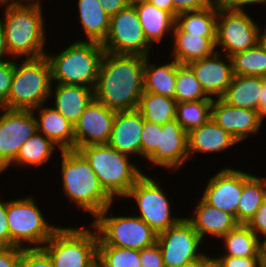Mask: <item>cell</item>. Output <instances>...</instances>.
Returning a JSON list of instances; mask_svg holds the SVG:
<instances>
[{
    "instance_id": "cell-3",
    "label": "cell",
    "mask_w": 266,
    "mask_h": 267,
    "mask_svg": "<svg viewBox=\"0 0 266 267\" xmlns=\"http://www.w3.org/2000/svg\"><path fill=\"white\" fill-rule=\"evenodd\" d=\"M60 179L64 196L79 211L95 219L103 210L116 202L101 186L89 162L78 150L59 152ZM85 212V213H84Z\"/></svg>"
},
{
    "instance_id": "cell-41",
    "label": "cell",
    "mask_w": 266,
    "mask_h": 267,
    "mask_svg": "<svg viewBox=\"0 0 266 267\" xmlns=\"http://www.w3.org/2000/svg\"><path fill=\"white\" fill-rule=\"evenodd\" d=\"M14 74V59L0 61V107H2L10 92Z\"/></svg>"
},
{
    "instance_id": "cell-48",
    "label": "cell",
    "mask_w": 266,
    "mask_h": 267,
    "mask_svg": "<svg viewBox=\"0 0 266 267\" xmlns=\"http://www.w3.org/2000/svg\"><path fill=\"white\" fill-rule=\"evenodd\" d=\"M98 1L100 2V5L110 18L131 3L129 0H98Z\"/></svg>"
},
{
    "instance_id": "cell-15",
    "label": "cell",
    "mask_w": 266,
    "mask_h": 267,
    "mask_svg": "<svg viewBox=\"0 0 266 267\" xmlns=\"http://www.w3.org/2000/svg\"><path fill=\"white\" fill-rule=\"evenodd\" d=\"M220 170V171H219ZM212 175L200 197L209 205L233 215L237 221V209L244 184V171L224 166Z\"/></svg>"
},
{
    "instance_id": "cell-52",
    "label": "cell",
    "mask_w": 266,
    "mask_h": 267,
    "mask_svg": "<svg viewBox=\"0 0 266 267\" xmlns=\"http://www.w3.org/2000/svg\"><path fill=\"white\" fill-rule=\"evenodd\" d=\"M208 254H210V252L200 259V267H222L215 255Z\"/></svg>"
},
{
    "instance_id": "cell-56",
    "label": "cell",
    "mask_w": 266,
    "mask_h": 267,
    "mask_svg": "<svg viewBox=\"0 0 266 267\" xmlns=\"http://www.w3.org/2000/svg\"><path fill=\"white\" fill-rule=\"evenodd\" d=\"M89 267H104L102 262L97 258Z\"/></svg>"
},
{
    "instance_id": "cell-58",
    "label": "cell",
    "mask_w": 266,
    "mask_h": 267,
    "mask_svg": "<svg viewBox=\"0 0 266 267\" xmlns=\"http://www.w3.org/2000/svg\"><path fill=\"white\" fill-rule=\"evenodd\" d=\"M186 267H200V260L194 264H191L189 266H186Z\"/></svg>"
},
{
    "instance_id": "cell-21",
    "label": "cell",
    "mask_w": 266,
    "mask_h": 267,
    "mask_svg": "<svg viewBox=\"0 0 266 267\" xmlns=\"http://www.w3.org/2000/svg\"><path fill=\"white\" fill-rule=\"evenodd\" d=\"M190 216L185 218L192 224L202 240L206 243V237L220 241L229 231L234 229L239 223L236 218L216 207L206 203L201 197ZM210 235V236H209Z\"/></svg>"
},
{
    "instance_id": "cell-61",
    "label": "cell",
    "mask_w": 266,
    "mask_h": 267,
    "mask_svg": "<svg viewBox=\"0 0 266 267\" xmlns=\"http://www.w3.org/2000/svg\"><path fill=\"white\" fill-rule=\"evenodd\" d=\"M131 3L135 2V1H138V0H129Z\"/></svg>"
},
{
    "instance_id": "cell-14",
    "label": "cell",
    "mask_w": 266,
    "mask_h": 267,
    "mask_svg": "<svg viewBox=\"0 0 266 267\" xmlns=\"http://www.w3.org/2000/svg\"><path fill=\"white\" fill-rule=\"evenodd\" d=\"M36 132L37 121L32 110L0 107V173H6L22 145Z\"/></svg>"
},
{
    "instance_id": "cell-12",
    "label": "cell",
    "mask_w": 266,
    "mask_h": 267,
    "mask_svg": "<svg viewBox=\"0 0 266 267\" xmlns=\"http://www.w3.org/2000/svg\"><path fill=\"white\" fill-rule=\"evenodd\" d=\"M204 243L184 216L157 238L165 267H186L198 262L208 253L202 247Z\"/></svg>"
},
{
    "instance_id": "cell-35",
    "label": "cell",
    "mask_w": 266,
    "mask_h": 267,
    "mask_svg": "<svg viewBox=\"0 0 266 267\" xmlns=\"http://www.w3.org/2000/svg\"><path fill=\"white\" fill-rule=\"evenodd\" d=\"M233 75L266 77V46L260 41L255 47L231 56Z\"/></svg>"
},
{
    "instance_id": "cell-30",
    "label": "cell",
    "mask_w": 266,
    "mask_h": 267,
    "mask_svg": "<svg viewBox=\"0 0 266 267\" xmlns=\"http://www.w3.org/2000/svg\"><path fill=\"white\" fill-rule=\"evenodd\" d=\"M55 151L61 152L62 150L43 134L36 132L22 145L15 161L6 170L9 171L12 166H19L18 169L20 167L21 169L24 167L27 169L42 168V165L44 167L53 157H56Z\"/></svg>"
},
{
    "instance_id": "cell-43",
    "label": "cell",
    "mask_w": 266,
    "mask_h": 267,
    "mask_svg": "<svg viewBox=\"0 0 266 267\" xmlns=\"http://www.w3.org/2000/svg\"><path fill=\"white\" fill-rule=\"evenodd\" d=\"M141 267H165L159 245L156 243L140 250Z\"/></svg>"
},
{
    "instance_id": "cell-37",
    "label": "cell",
    "mask_w": 266,
    "mask_h": 267,
    "mask_svg": "<svg viewBox=\"0 0 266 267\" xmlns=\"http://www.w3.org/2000/svg\"><path fill=\"white\" fill-rule=\"evenodd\" d=\"M212 100L177 103V122L187 133L200 127L211 118Z\"/></svg>"
},
{
    "instance_id": "cell-42",
    "label": "cell",
    "mask_w": 266,
    "mask_h": 267,
    "mask_svg": "<svg viewBox=\"0 0 266 267\" xmlns=\"http://www.w3.org/2000/svg\"><path fill=\"white\" fill-rule=\"evenodd\" d=\"M218 0H173L174 18L180 13L212 7Z\"/></svg>"
},
{
    "instance_id": "cell-16",
    "label": "cell",
    "mask_w": 266,
    "mask_h": 267,
    "mask_svg": "<svg viewBox=\"0 0 266 267\" xmlns=\"http://www.w3.org/2000/svg\"><path fill=\"white\" fill-rule=\"evenodd\" d=\"M148 165L176 173L189 161L188 133L176 119L162 125L159 146L145 160Z\"/></svg>"
},
{
    "instance_id": "cell-34",
    "label": "cell",
    "mask_w": 266,
    "mask_h": 267,
    "mask_svg": "<svg viewBox=\"0 0 266 267\" xmlns=\"http://www.w3.org/2000/svg\"><path fill=\"white\" fill-rule=\"evenodd\" d=\"M177 101L152 92H143L138 110L143 119L158 125L173 121L176 117Z\"/></svg>"
},
{
    "instance_id": "cell-57",
    "label": "cell",
    "mask_w": 266,
    "mask_h": 267,
    "mask_svg": "<svg viewBox=\"0 0 266 267\" xmlns=\"http://www.w3.org/2000/svg\"><path fill=\"white\" fill-rule=\"evenodd\" d=\"M265 27L263 28V32H262V37H261V41L265 44L266 46V25H264Z\"/></svg>"
},
{
    "instance_id": "cell-1",
    "label": "cell",
    "mask_w": 266,
    "mask_h": 267,
    "mask_svg": "<svg viewBox=\"0 0 266 267\" xmlns=\"http://www.w3.org/2000/svg\"><path fill=\"white\" fill-rule=\"evenodd\" d=\"M145 57L105 52L94 89L95 99L115 111L138 109L144 92Z\"/></svg>"
},
{
    "instance_id": "cell-31",
    "label": "cell",
    "mask_w": 266,
    "mask_h": 267,
    "mask_svg": "<svg viewBox=\"0 0 266 267\" xmlns=\"http://www.w3.org/2000/svg\"><path fill=\"white\" fill-rule=\"evenodd\" d=\"M220 240L222 254L216 256L261 257V240L246 224H238Z\"/></svg>"
},
{
    "instance_id": "cell-50",
    "label": "cell",
    "mask_w": 266,
    "mask_h": 267,
    "mask_svg": "<svg viewBox=\"0 0 266 267\" xmlns=\"http://www.w3.org/2000/svg\"><path fill=\"white\" fill-rule=\"evenodd\" d=\"M12 59L7 48V41L5 36V30L0 22V61H6Z\"/></svg>"
},
{
    "instance_id": "cell-4",
    "label": "cell",
    "mask_w": 266,
    "mask_h": 267,
    "mask_svg": "<svg viewBox=\"0 0 266 267\" xmlns=\"http://www.w3.org/2000/svg\"><path fill=\"white\" fill-rule=\"evenodd\" d=\"M60 52H46L51 66L52 83L81 85L95 89L105 50L102 43L74 40Z\"/></svg>"
},
{
    "instance_id": "cell-26",
    "label": "cell",
    "mask_w": 266,
    "mask_h": 267,
    "mask_svg": "<svg viewBox=\"0 0 266 267\" xmlns=\"http://www.w3.org/2000/svg\"><path fill=\"white\" fill-rule=\"evenodd\" d=\"M138 13L147 42L155 48L164 41V37H172L175 18L167 11L156 8L146 0L132 3Z\"/></svg>"
},
{
    "instance_id": "cell-17",
    "label": "cell",
    "mask_w": 266,
    "mask_h": 267,
    "mask_svg": "<svg viewBox=\"0 0 266 267\" xmlns=\"http://www.w3.org/2000/svg\"><path fill=\"white\" fill-rule=\"evenodd\" d=\"M115 115V110L94 98L74 125L75 150L88 145L108 144Z\"/></svg>"
},
{
    "instance_id": "cell-19",
    "label": "cell",
    "mask_w": 266,
    "mask_h": 267,
    "mask_svg": "<svg viewBox=\"0 0 266 267\" xmlns=\"http://www.w3.org/2000/svg\"><path fill=\"white\" fill-rule=\"evenodd\" d=\"M187 65L210 98H221L226 93L233 77L231 57L216 51L212 56L194 60Z\"/></svg>"
},
{
    "instance_id": "cell-53",
    "label": "cell",
    "mask_w": 266,
    "mask_h": 267,
    "mask_svg": "<svg viewBox=\"0 0 266 267\" xmlns=\"http://www.w3.org/2000/svg\"><path fill=\"white\" fill-rule=\"evenodd\" d=\"M259 113L262 116L266 114V77L263 78L261 96L259 99Z\"/></svg>"
},
{
    "instance_id": "cell-54",
    "label": "cell",
    "mask_w": 266,
    "mask_h": 267,
    "mask_svg": "<svg viewBox=\"0 0 266 267\" xmlns=\"http://www.w3.org/2000/svg\"><path fill=\"white\" fill-rule=\"evenodd\" d=\"M6 1L16 5L39 6V7L43 6L42 3L43 0H6Z\"/></svg>"
},
{
    "instance_id": "cell-6",
    "label": "cell",
    "mask_w": 266,
    "mask_h": 267,
    "mask_svg": "<svg viewBox=\"0 0 266 267\" xmlns=\"http://www.w3.org/2000/svg\"><path fill=\"white\" fill-rule=\"evenodd\" d=\"M51 86V66L46 56L14 59L12 84L8 99L2 107L34 110L48 102Z\"/></svg>"
},
{
    "instance_id": "cell-29",
    "label": "cell",
    "mask_w": 266,
    "mask_h": 267,
    "mask_svg": "<svg viewBox=\"0 0 266 267\" xmlns=\"http://www.w3.org/2000/svg\"><path fill=\"white\" fill-rule=\"evenodd\" d=\"M262 84V77L233 75L221 99L233 107L259 111Z\"/></svg>"
},
{
    "instance_id": "cell-40",
    "label": "cell",
    "mask_w": 266,
    "mask_h": 267,
    "mask_svg": "<svg viewBox=\"0 0 266 267\" xmlns=\"http://www.w3.org/2000/svg\"><path fill=\"white\" fill-rule=\"evenodd\" d=\"M19 267H54L43 248H24Z\"/></svg>"
},
{
    "instance_id": "cell-47",
    "label": "cell",
    "mask_w": 266,
    "mask_h": 267,
    "mask_svg": "<svg viewBox=\"0 0 266 267\" xmlns=\"http://www.w3.org/2000/svg\"><path fill=\"white\" fill-rule=\"evenodd\" d=\"M0 195V247H10V231L7 224V202Z\"/></svg>"
},
{
    "instance_id": "cell-36",
    "label": "cell",
    "mask_w": 266,
    "mask_h": 267,
    "mask_svg": "<svg viewBox=\"0 0 266 267\" xmlns=\"http://www.w3.org/2000/svg\"><path fill=\"white\" fill-rule=\"evenodd\" d=\"M174 99L177 103L213 100L205 93L192 69L178 62Z\"/></svg>"
},
{
    "instance_id": "cell-18",
    "label": "cell",
    "mask_w": 266,
    "mask_h": 267,
    "mask_svg": "<svg viewBox=\"0 0 266 267\" xmlns=\"http://www.w3.org/2000/svg\"><path fill=\"white\" fill-rule=\"evenodd\" d=\"M211 119L230 133L239 143L260 133L263 116L259 111L228 105L221 98L212 100Z\"/></svg>"
},
{
    "instance_id": "cell-8",
    "label": "cell",
    "mask_w": 266,
    "mask_h": 267,
    "mask_svg": "<svg viewBox=\"0 0 266 267\" xmlns=\"http://www.w3.org/2000/svg\"><path fill=\"white\" fill-rule=\"evenodd\" d=\"M89 224L60 226L43 245L54 267H89L98 258L99 235Z\"/></svg>"
},
{
    "instance_id": "cell-44",
    "label": "cell",
    "mask_w": 266,
    "mask_h": 267,
    "mask_svg": "<svg viewBox=\"0 0 266 267\" xmlns=\"http://www.w3.org/2000/svg\"><path fill=\"white\" fill-rule=\"evenodd\" d=\"M222 267H263L261 257H216Z\"/></svg>"
},
{
    "instance_id": "cell-32",
    "label": "cell",
    "mask_w": 266,
    "mask_h": 267,
    "mask_svg": "<svg viewBox=\"0 0 266 267\" xmlns=\"http://www.w3.org/2000/svg\"><path fill=\"white\" fill-rule=\"evenodd\" d=\"M266 199V177L244 170V184L237 209V222L247 224Z\"/></svg>"
},
{
    "instance_id": "cell-20",
    "label": "cell",
    "mask_w": 266,
    "mask_h": 267,
    "mask_svg": "<svg viewBox=\"0 0 266 267\" xmlns=\"http://www.w3.org/2000/svg\"><path fill=\"white\" fill-rule=\"evenodd\" d=\"M144 121L138 109L116 111L108 144L117 151L133 157V160L135 156L141 158Z\"/></svg>"
},
{
    "instance_id": "cell-23",
    "label": "cell",
    "mask_w": 266,
    "mask_h": 267,
    "mask_svg": "<svg viewBox=\"0 0 266 267\" xmlns=\"http://www.w3.org/2000/svg\"><path fill=\"white\" fill-rule=\"evenodd\" d=\"M238 141L211 118L188 133L189 160L196 154L219 153L238 145ZM237 144V145H236ZM195 154V155H193Z\"/></svg>"
},
{
    "instance_id": "cell-28",
    "label": "cell",
    "mask_w": 266,
    "mask_h": 267,
    "mask_svg": "<svg viewBox=\"0 0 266 267\" xmlns=\"http://www.w3.org/2000/svg\"><path fill=\"white\" fill-rule=\"evenodd\" d=\"M152 55L145 57L144 91L174 98L177 77V61L170 57L162 64L152 62ZM154 63V64H153Z\"/></svg>"
},
{
    "instance_id": "cell-60",
    "label": "cell",
    "mask_w": 266,
    "mask_h": 267,
    "mask_svg": "<svg viewBox=\"0 0 266 267\" xmlns=\"http://www.w3.org/2000/svg\"><path fill=\"white\" fill-rule=\"evenodd\" d=\"M263 120H264V124H265V120H266V114L263 116Z\"/></svg>"
},
{
    "instance_id": "cell-49",
    "label": "cell",
    "mask_w": 266,
    "mask_h": 267,
    "mask_svg": "<svg viewBox=\"0 0 266 267\" xmlns=\"http://www.w3.org/2000/svg\"><path fill=\"white\" fill-rule=\"evenodd\" d=\"M218 2L230 7H250L251 5H266V0H218Z\"/></svg>"
},
{
    "instance_id": "cell-33",
    "label": "cell",
    "mask_w": 266,
    "mask_h": 267,
    "mask_svg": "<svg viewBox=\"0 0 266 267\" xmlns=\"http://www.w3.org/2000/svg\"><path fill=\"white\" fill-rule=\"evenodd\" d=\"M218 1L209 8L199 11L183 12L176 16L175 24L188 34L216 37Z\"/></svg>"
},
{
    "instance_id": "cell-7",
    "label": "cell",
    "mask_w": 266,
    "mask_h": 267,
    "mask_svg": "<svg viewBox=\"0 0 266 267\" xmlns=\"http://www.w3.org/2000/svg\"><path fill=\"white\" fill-rule=\"evenodd\" d=\"M25 196L7 202L10 247L42 248L60 225L48 221L33 194Z\"/></svg>"
},
{
    "instance_id": "cell-25",
    "label": "cell",
    "mask_w": 266,
    "mask_h": 267,
    "mask_svg": "<svg viewBox=\"0 0 266 267\" xmlns=\"http://www.w3.org/2000/svg\"><path fill=\"white\" fill-rule=\"evenodd\" d=\"M170 40H172L170 42L172 48L169 57L171 56L179 64H188L194 60L212 56L216 52V37L188 34L176 24Z\"/></svg>"
},
{
    "instance_id": "cell-13",
    "label": "cell",
    "mask_w": 266,
    "mask_h": 267,
    "mask_svg": "<svg viewBox=\"0 0 266 267\" xmlns=\"http://www.w3.org/2000/svg\"><path fill=\"white\" fill-rule=\"evenodd\" d=\"M105 52L149 56L154 49L146 40L135 6L130 3L110 21L109 33L102 43Z\"/></svg>"
},
{
    "instance_id": "cell-55",
    "label": "cell",
    "mask_w": 266,
    "mask_h": 267,
    "mask_svg": "<svg viewBox=\"0 0 266 267\" xmlns=\"http://www.w3.org/2000/svg\"><path fill=\"white\" fill-rule=\"evenodd\" d=\"M261 258L262 261H266V237L261 240Z\"/></svg>"
},
{
    "instance_id": "cell-2",
    "label": "cell",
    "mask_w": 266,
    "mask_h": 267,
    "mask_svg": "<svg viewBox=\"0 0 266 267\" xmlns=\"http://www.w3.org/2000/svg\"><path fill=\"white\" fill-rule=\"evenodd\" d=\"M4 8L0 22L4 27L7 48L12 59H35L46 55L47 28L43 7L16 5L0 1ZM3 18V19H2ZM48 42V43H47Z\"/></svg>"
},
{
    "instance_id": "cell-46",
    "label": "cell",
    "mask_w": 266,
    "mask_h": 267,
    "mask_svg": "<svg viewBox=\"0 0 266 267\" xmlns=\"http://www.w3.org/2000/svg\"><path fill=\"white\" fill-rule=\"evenodd\" d=\"M24 248L0 247V267H19Z\"/></svg>"
},
{
    "instance_id": "cell-10",
    "label": "cell",
    "mask_w": 266,
    "mask_h": 267,
    "mask_svg": "<svg viewBox=\"0 0 266 267\" xmlns=\"http://www.w3.org/2000/svg\"><path fill=\"white\" fill-rule=\"evenodd\" d=\"M245 9L246 7H230L218 2L217 52L231 57L238 52L255 47L261 41L264 27L258 24Z\"/></svg>"
},
{
    "instance_id": "cell-51",
    "label": "cell",
    "mask_w": 266,
    "mask_h": 267,
    "mask_svg": "<svg viewBox=\"0 0 266 267\" xmlns=\"http://www.w3.org/2000/svg\"><path fill=\"white\" fill-rule=\"evenodd\" d=\"M153 4L156 8L169 12L174 17V2L173 0H146Z\"/></svg>"
},
{
    "instance_id": "cell-45",
    "label": "cell",
    "mask_w": 266,
    "mask_h": 267,
    "mask_svg": "<svg viewBox=\"0 0 266 267\" xmlns=\"http://www.w3.org/2000/svg\"><path fill=\"white\" fill-rule=\"evenodd\" d=\"M246 225L260 240L266 237V199Z\"/></svg>"
},
{
    "instance_id": "cell-39",
    "label": "cell",
    "mask_w": 266,
    "mask_h": 267,
    "mask_svg": "<svg viewBox=\"0 0 266 267\" xmlns=\"http://www.w3.org/2000/svg\"><path fill=\"white\" fill-rule=\"evenodd\" d=\"M160 132L162 125L144 121L141 138V159L146 160L159 146Z\"/></svg>"
},
{
    "instance_id": "cell-11",
    "label": "cell",
    "mask_w": 266,
    "mask_h": 267,
    "mask_svg": "<svg viewBox=\"0 0 266 267\" xmlns=\"http://www.w3.org/2000/svg\"><path fill=\"white\" fill-rule=\"evenodd\" d=\"M152 177L151 174H144L123 198H131L134 202L131 203L135 204L138 210L135 215L159 234L177 224L183 215L172 211L173 203L168 198L166 188L160 186V179Z\"/></svg>"
},
{
    "instance_id": "cell-59",
    "label": "cell",
    "mask_w": 266,
    "mask_h": 267,
    "mask_svg": "<svg viewBox=\"0 0 266 267\" xmlns=\"http://www.w3.org/2000/svg\"><path fill=\"white\" fill-rule=\"evenodd\" d=\"M263 267H266V261H262Z\"/></svg>"
},
{
    "instance_id": "cell-24",
    "label": "cell",
    "mask_w": 266,
    "mask_h": 267,
    "mask_svg": "<svg viewBox=\"0 0 266 267\" xmlns=\"http://www.w3.org/2000/svg\"><path fill=\"white\" fill-rule=\"evenodd\" d=\"M45 105V106H44ZM49 103L32 110L37 132L51 140L62 151L75 149L74 126Z\"/></svg>"
},
{
    "instance_id": "cell-38",
    "label": "cell",
    "mask_w": 266,
    "mask_h": 267,
    "mask_svg": "<svg viewBox=\"0 0 266 267\" xmlns=\"http://www.w3.org/2000/svg\"><path fill=\"white\" fill-rule=\"evenodd\" d=\"M98 259L104 267H141L140 250L98 246Z\"/></svg>"
},
{
    "instance_id": "cell-9",
    "label": "cell",
    "mask_w": 266,
    "mask_h": 267,
    "mask_svg": "<svg viewBox=\"0 0 266 267\" xmlns=\"http://www.w3.org/2000/svg\"><path fill=\"white\" fill-rule=\"evenodd\" d=\"M113 206H108L91 222L99 235L98 246L142 250L157 243L158 234L145 221L131 213L113 216L110 212Z\"/></svg>"
},
{
    "instance_id": "cell-22",
    "label": "cell",
    "mask_w": 266,
    "mask_h": 267,
    "mask_svg": "<svg viewBox=\"0 0 266 267\" xmlns=\"http://www.w3.org/2000/svg\"><path fill=\"white\" fill-rule=\"evenodd\" d=\"M49 98L52 107L74 126L95 97L89 87L52 83Z\"/></svg>"
},
{
    "instance_id": "cell-5",
    "label": "cell",
    "mask_w": 266,
    "mask_h": 267,
    "mask_svg": "<svg viewBox=\"0 0 266 267\" xmlns=\"http://www.w3.org/2000/svg\"><path fill=\"white\" fill-rule=\"evenodd\" d=\"M77 150L89 162L104 190L116 201L123 198L145 174L137 165L139 162L109 144L88 145Z\"/></svg>"
},
{
    "instance_id": "cell-27",
    "label": "cell",
    "mask_w": 266,
    "mask_h": 267,
    "mask_svg": "<svg viewBox=\"0 0 266 267\" xmlns=\"http://www.w3.org/2000/svg\"><path fill=\"white\" fill-rule=\"evenodd\" d=\"M77 18L84 41L103 43L106 39L111 18L106 14L98 0H76Z\"/></svg>"
}]
</instances>
